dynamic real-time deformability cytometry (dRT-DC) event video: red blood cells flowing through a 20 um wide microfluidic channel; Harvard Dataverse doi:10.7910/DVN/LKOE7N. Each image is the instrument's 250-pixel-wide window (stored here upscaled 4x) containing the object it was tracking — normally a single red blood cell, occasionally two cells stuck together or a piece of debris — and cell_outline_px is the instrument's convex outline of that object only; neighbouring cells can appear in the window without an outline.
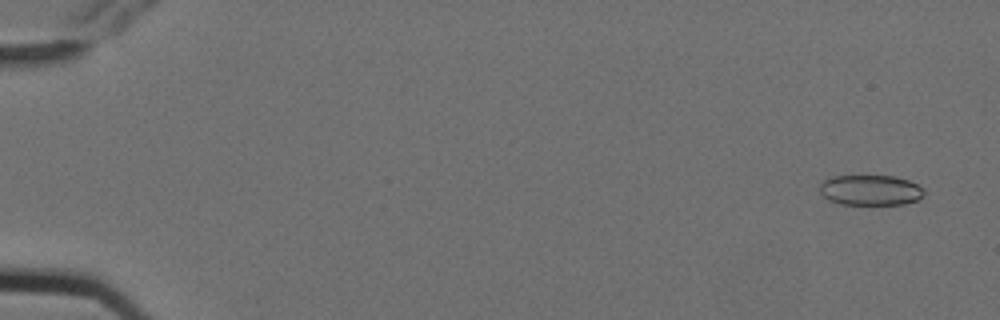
{"species": "Egyptian fruit bat (a non-hibernating species)", "species_latin": "Rousettus aegyptiacus", "temperature_condition": "cold", "stored_images_in_passage": 8, "camera_frame_rate_fps": 3000, "um_per_image_px": 0.085, "animal": {"sex": "female"}, "frame": {"image": 1, "passage_image": 1, "time_ms": 0.0, "image_size_px": [1000, 320], "cell_outline_px": [[924, 196], [920, 200], [904, 204], [840, 204], [828, 200], [820, 192], [820, 184], [824, 180], [832, 176], [896, 176], [908, 180], [924, 188]], "centroid_in_image_um": [74.02, 16.16], "position_along_channel_um": 11.0, "area_um2": 18.61}}
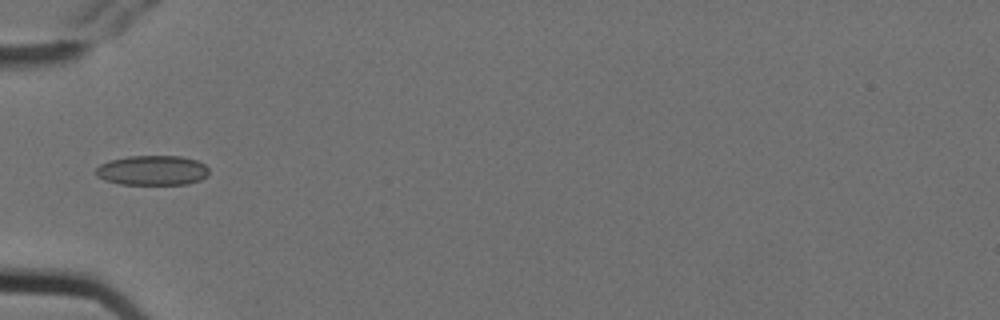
{"frame": {"image": 2, "passage_image": 6, "time_ms": 1.667, "image_size_px": [1000, 320], "cell_outline_px": [[208, 172], [200, 180], [188, 184], [120, 184], [104, 180], [96, 176], [92, 172], [100, 164], [108, 160], [128, 156], [180, 156], [196, 160], [204, 164], [208, 168]], "centroid_in_image_um": [12.88, 14.48], "position_along_channel_um": 72.1, "area_um2": 19.77}}
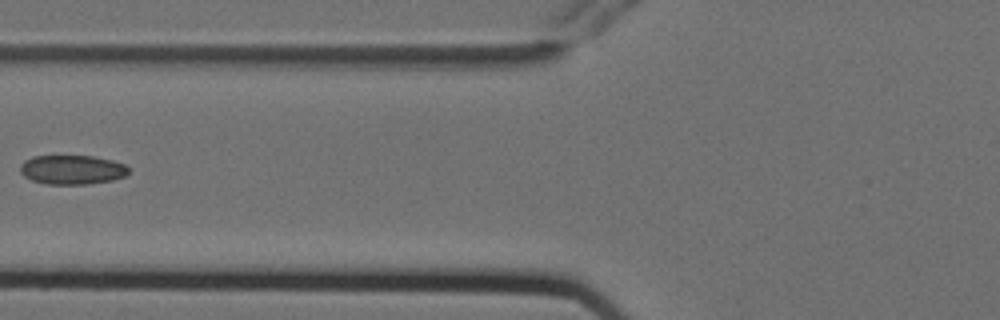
{"frame": {"image": 3, "passage_image": 7, "time_ms": 2.0, "image_size_px": [1000, 320], "cell_outline_px": [[128, 172], [124, 176], [112, 180], [88, 184], [48, 184], [32, 180], [24, 176], [20, 172], [20, 164], [24, 160], [32, 156], [92, 156], [112, 160], [124, 164], [128, 168]], "centroid_in_image_um": [6.1, 14.42], "position_along_channel_um": 119.7, "area_um2": 18.44}}